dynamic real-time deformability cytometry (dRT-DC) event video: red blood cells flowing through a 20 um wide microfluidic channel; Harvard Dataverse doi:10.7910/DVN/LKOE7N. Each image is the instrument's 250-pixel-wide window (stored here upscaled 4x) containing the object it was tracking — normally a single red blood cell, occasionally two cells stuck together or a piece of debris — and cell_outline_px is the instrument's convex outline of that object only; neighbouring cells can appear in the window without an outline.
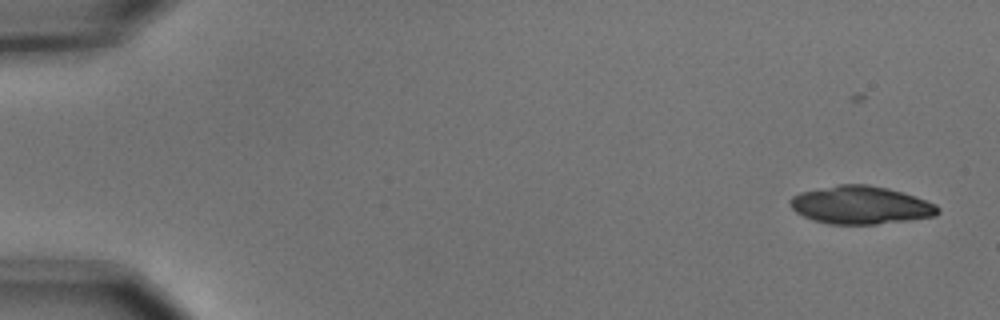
{"species": "common noctule bat (a hibernating species)", "species_latin": "Nyctalus noctula", "temperature_condition": "cold", "stored_images_in_passage": 5, "camera_frame_rate_fps": 3000, "um_per_image_px": 0.085, "animal": {"sex": "male", "body_mass_g": 15.6}, "frame": {"image": 1, "passage_image": 1, "time_ms": 0.0, "image_size_px": [1000, 320], "cell_outline_px": [[940, 212], [936, 216], [908, 220], [876, 224], [828, 224], [812, 220], [796, 212], [788, 204], [788, 200], [792, 196], [800, 192], [840, 184], [868, 184], [888, 188], [936, 204], [940, 208]], "centroid_in_image_um": [73.13, 17.43], "position_along_channel_um": 11.9, "area_um2": 32.66}}